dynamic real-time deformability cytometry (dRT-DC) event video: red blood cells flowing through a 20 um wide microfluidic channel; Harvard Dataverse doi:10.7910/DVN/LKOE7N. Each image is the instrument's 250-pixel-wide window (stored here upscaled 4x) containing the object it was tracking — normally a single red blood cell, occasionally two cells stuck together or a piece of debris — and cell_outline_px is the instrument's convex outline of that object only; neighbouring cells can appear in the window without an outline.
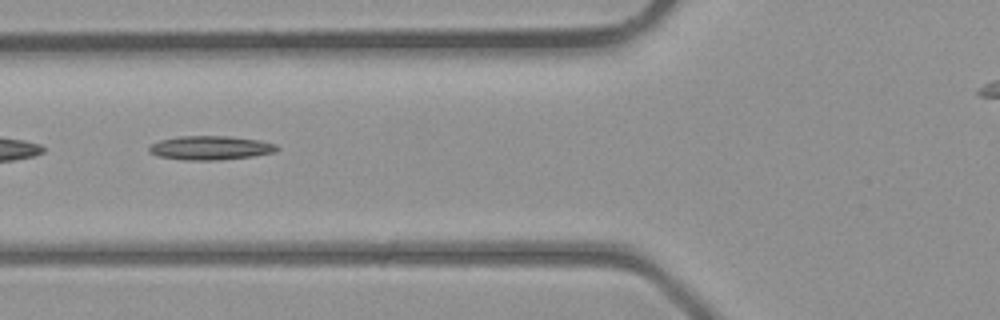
{"species": "common noctule bat (a hibernating species)", "species_latin": "Nyctalus noctula", "temperature_condition": "room temperature", "stored_images_in_passage": 4, "camera_frame_rate_fps": 3000, "um_per_image_px": 0.085, "animal": {"sex": "male", "body_mass_g": 23.1, "forearm_length_mm": 52.7}, "frame": {"image": 1, "passage_image": 4, "time_ms": 4.333, "image_size_px": [1000, 320], "cell_outline_px": [[280, 148], [276, 152], [252, 156], [220, 160], [184, 160], [156, 156], [148, 152], [148, 148], [152, 144], [160, 140], [180, 136], [228, 136], [260, 140], [276, 144]], "centroid_in_image_um": [17.89, 12.57], "position_along_channel_um": 107.9, "area_um2": 17.98}}